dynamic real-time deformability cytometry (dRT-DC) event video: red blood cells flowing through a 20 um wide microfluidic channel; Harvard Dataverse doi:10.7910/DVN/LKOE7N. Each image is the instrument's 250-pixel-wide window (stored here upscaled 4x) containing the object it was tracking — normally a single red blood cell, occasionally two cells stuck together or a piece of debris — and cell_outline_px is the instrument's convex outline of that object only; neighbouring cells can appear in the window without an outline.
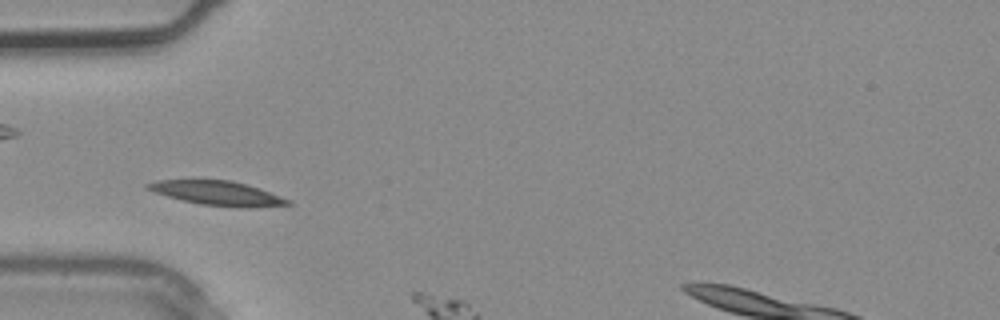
{"species": "common noctule bat (a hibernating species)", "species_latin": "Nyctalus noctula", "temperature_condition": "warm", "stored_images_in_passage": 3, "camera_frame_rate_fps": 3000, "um_per_image_px": 0.085, "animal": {"sex": "male", "body_mass_g": 20.4}, "frame": {"image": 1, "passage_image": 2, "time_ms": 0.333, "image_size_px": [1000, 320], "cell_outline_px": [[292, 204], [200, 204], [168, 196], [156, 192], [148, 188], [144, 184], [156, 180], [232, 180], [260, 188], [292, 200]], "centroid_in_image_um": [18.38, 16.34], "position_along_channel_um": 66.6, "area_um2": 18.32}}